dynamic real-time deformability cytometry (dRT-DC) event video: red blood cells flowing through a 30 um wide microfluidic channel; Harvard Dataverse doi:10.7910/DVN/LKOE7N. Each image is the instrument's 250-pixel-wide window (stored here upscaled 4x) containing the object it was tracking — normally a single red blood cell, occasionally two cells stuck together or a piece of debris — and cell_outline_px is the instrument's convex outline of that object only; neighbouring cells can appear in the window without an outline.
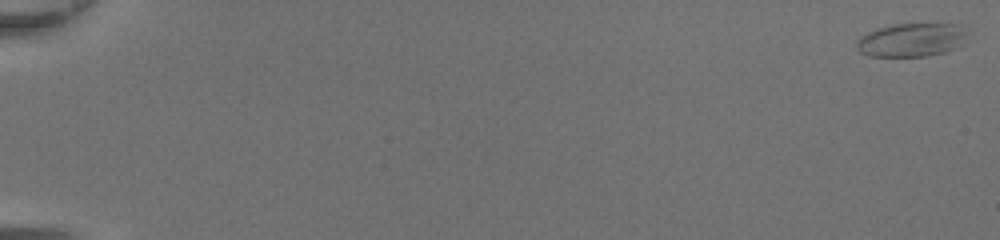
{"species": "common noctule bat (a hibernating species)", "species_latin": "Nyctalus noctula", "temperature_condition": "room temperature", "stored_images_in_passage": 50, "camera_frame_rate_fps": 3000, "um_per_image_px": 0.085, "animal": {"sex": "female", "body_mass_g": 20.0, "forearm_length_mm": 54.0}, "frame": {"image": 1, "passage_image": 1, "time_ms": 0.0, "image_size_px": [1000, 240], "cell_outline_px": [[964, 44], [956, 48], [944, 52], [928, 56], [868, 56], [860, 52], [856, 48], [856, 40], [860, 36], [876, 28], [892, 24], [964, 24]], "centroid_in_image_um": [77.45, 3.39], "position_along_channel_um": 7.6, "area_um2": 21.79}}
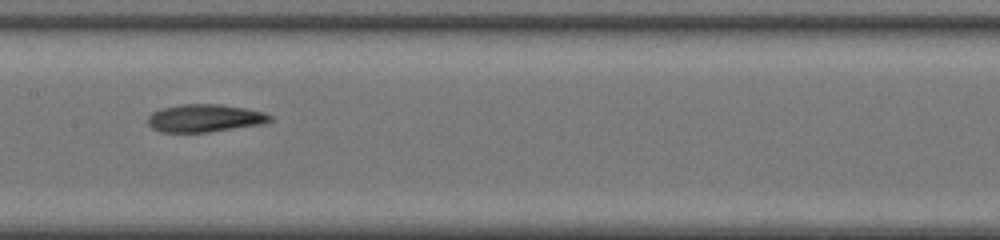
{"frame": {"image": 2, "passage_image": 28, "time_ms": 9.0, "image_size_px": [1000, 240], "cell_outline_px": [[272, 120], [264, 124], [212, 132], [160, 132], [152, 128], [148, 124], [148, 116], [152, 112], [160, 108], [180, 104], [220, 104], [244, 108], [264, 112], [272, 116]], "centroid_in_image_um": [17.4, 10.04], "position_along_channel_um": 190.0, "area_um2": 20.0}}
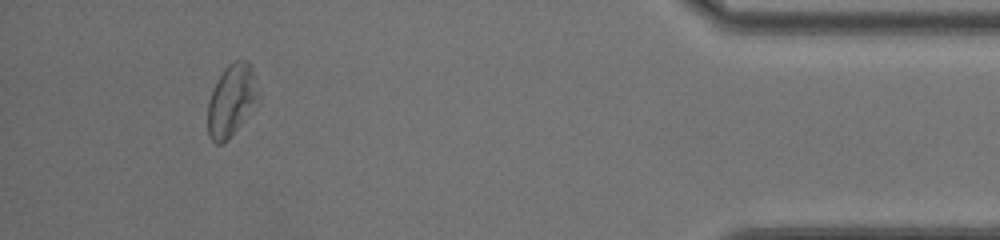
{"frame": {"image": 3, "passage_image": 47, "time_ms": 15.333, "image_size_px": [1000, 240], "cell_outline_px": [[260, 100], [228, 140], [224, 144], [216, 144], [208, 136], [208, 100], [216, 80], [224, 68], [232, 60], [248, 60], [252, 68], [260, 96]], "centroid_in_image_um": [19.68, 8.52], "position_along_channel_um": 415.5, "area_um2": 21.56}, "authors_computed_cell_mechanics": {"area_um2": 21.2993, "velocity_mm_per_s": 4.3713, "shape_relaxation_time_tau1_ms": 4.3737, "shape_relaxation_time_tau2_ms": 4.158, "deformation_change_tau1": 0.1575, "deformation_change_tau2": 0.1406}}